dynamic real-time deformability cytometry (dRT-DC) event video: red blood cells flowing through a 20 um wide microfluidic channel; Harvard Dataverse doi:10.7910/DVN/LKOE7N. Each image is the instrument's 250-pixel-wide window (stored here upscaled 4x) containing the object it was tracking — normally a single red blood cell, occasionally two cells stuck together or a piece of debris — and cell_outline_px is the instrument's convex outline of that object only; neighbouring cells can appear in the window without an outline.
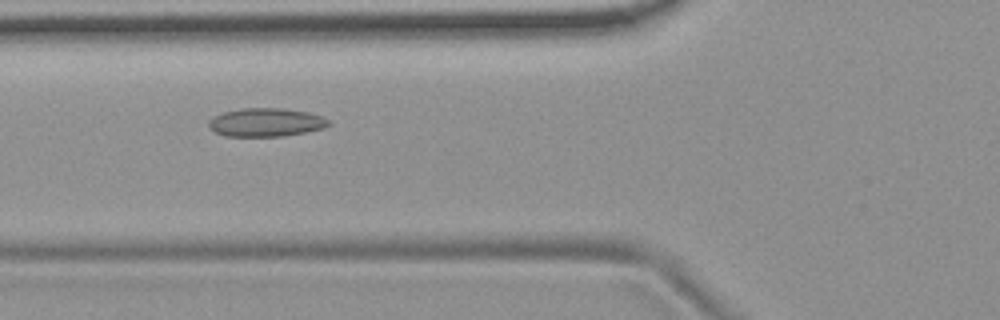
{"species": "common noctule bat (a hibernating species)", "species_latin": "Nyctalus noctula", "temperature_condition": "room temperature", "stored_images_in_passage": 10, "camera_frame_rate_fps": 3000, "um_per_image_px": 0.085, "animal": {"sex": "female", "body_mass_g": 19.9}, "frame": {"image": 1, "passage_image": 5, "time_ms": 4.667, "image_size_px": [1000, 320], "cell_outline_px": [[332, 124], [324, 128], [284, 136], [224, 136], [208, 128], [208, 120], [212, 116], [224, 112], [240, 108], [284, 108], [308, 112], [320, 116], [328, 120]], "centroid_in_image_um": [22.57, 10.39], "position_along_channel_um": 103.2, "area_um2": 20.0}}
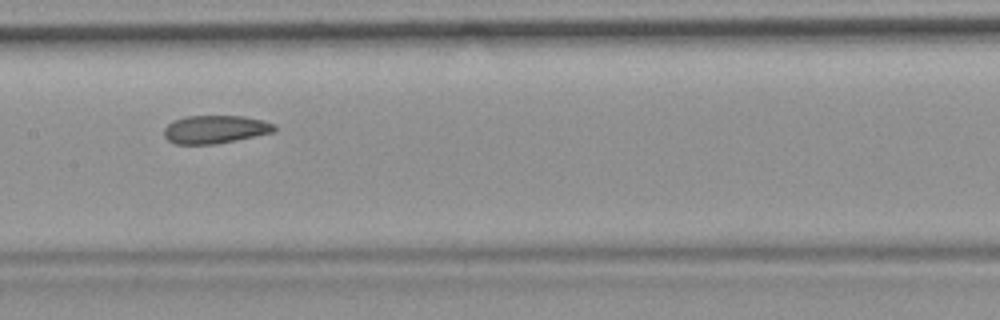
{"frame": {"image": 2, "passage_image": 7, "time_ms": 7.0, "image_size_px": [1000, 320], "cell_outline_px": [[276, 128], [272, 132], [236, 140], [216, 144], [176, 144], [168, 140], [164, 136], [164, 128], [172, 120], [188, 116], [244, 116], [276, 124]], "centroid_in_image_um": [18.25, 10.99], "position_along_channel_um": 189.1, "area_um2": 17.98}}
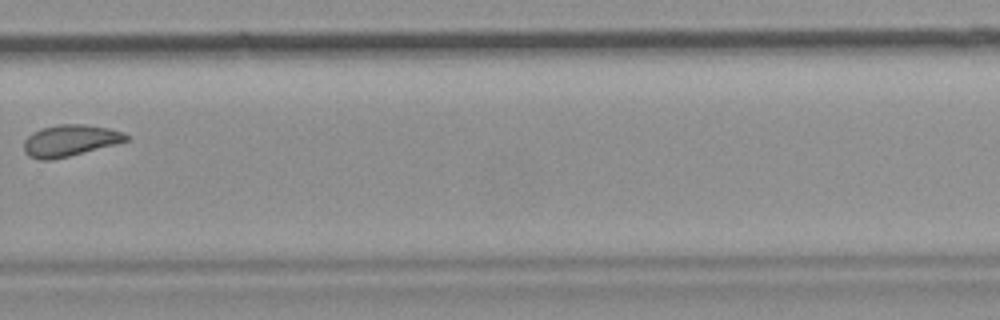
{"frame": {"image": 3, "passage_image": 10, "time_ms": 10.667, "image_size_px": [1000, 320], "cell_outline_px": [[128, 140], [116, 144], [52, 160], [40, 160], [28, 156], [24, 152], [24, 140], [32, 132], [56, 124], [88, 124], [108, 128], [124, 132], [128, 136]], "centroid_in_image_um": [5.93, 11.94], "position_along_channel_um": 323.9, "area_um2": 18.79}}